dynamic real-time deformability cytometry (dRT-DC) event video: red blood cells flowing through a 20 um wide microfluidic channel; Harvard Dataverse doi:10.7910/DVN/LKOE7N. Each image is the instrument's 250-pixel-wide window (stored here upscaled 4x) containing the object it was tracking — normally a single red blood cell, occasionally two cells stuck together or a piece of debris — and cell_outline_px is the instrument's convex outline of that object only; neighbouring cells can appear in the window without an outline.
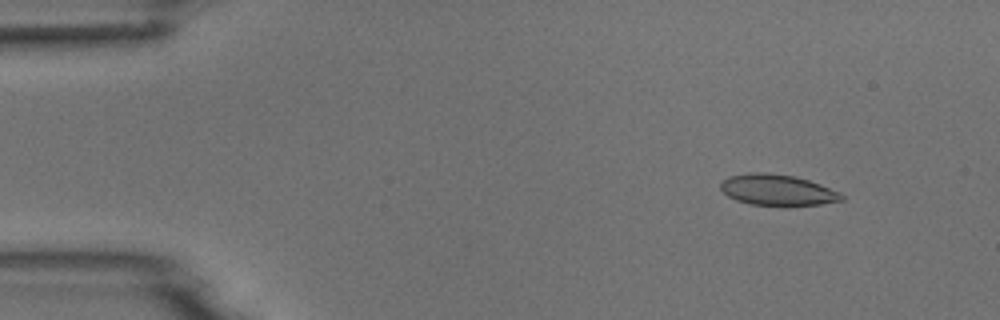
{"species": "common noctule bat (a hibernating species)", "species_latin": "Nyctalus noctula", "temperature_condition": "room temperature", "stored_images_in_passage": 4, "camera_frame_rate_fps": 3000, "um_per_image_px": 0.085, "animal": {"sex": "male", "body_mass_g": 18.8}, "frame": {"image": 1, "passage_image": 1, "time_ms": 0.0, "image_size_px": [1000, 320], "cell_outline_px": [[844, 200], [820, 204], [788, 208], [784, 208], [748, 204], [736, 200], [728, 196], [720, 188], [720, 184], [728, 176], [748, 172], [764, 172], [796, 176], [820, 184], [840, 192], [844, 196]], "centroid_in_image_um": [66.09, 16.18], "position_along_channel_um": 18.9, "area_um2": 22.66}}
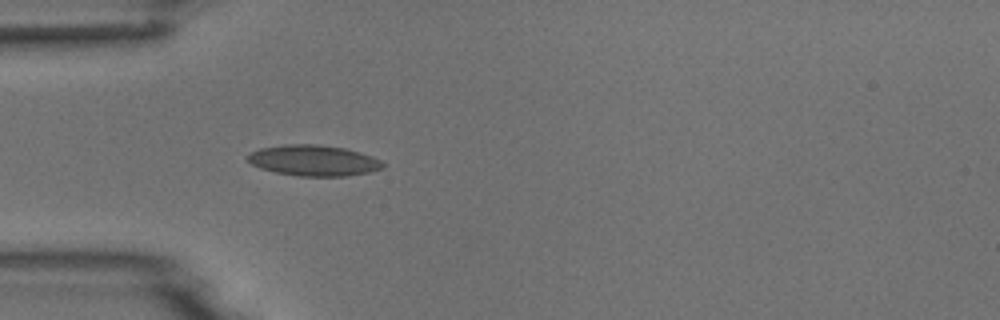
{"frame": {"image": 2, "passage_image": 4, "time_ms": 3.333, "image_size_px": [1000, 320], "cell_outline_px": [[384, 168], [368, 172], [348, 176], [300, 176], [276, 172], [260, 168], [244, 160], [244, 156], [260, 148], [284, 144], [316, 144], [344, 148], [360, 152], [372, 156], [380, 160], [384, 164]], "centroid_in_image_um": [26.62, 13.64], "position_along_channel_um": 58.4, "area_um2": 24.39}}